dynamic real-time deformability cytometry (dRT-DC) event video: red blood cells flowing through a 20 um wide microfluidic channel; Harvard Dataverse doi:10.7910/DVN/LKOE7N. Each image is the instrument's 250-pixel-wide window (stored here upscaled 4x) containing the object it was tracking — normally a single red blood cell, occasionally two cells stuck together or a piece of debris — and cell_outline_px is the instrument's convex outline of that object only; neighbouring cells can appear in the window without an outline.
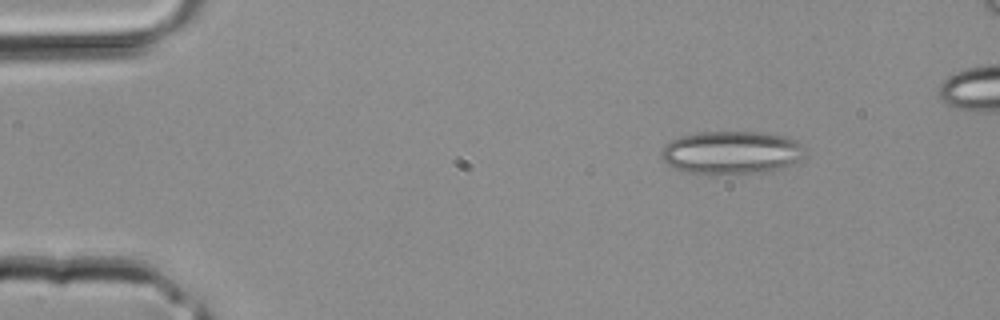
{"species": "common noctule bat (a hibernating species)", "species_latin": "Nyctalus noctula", "temperature_condition": "room temperature", "stored_images_in_passage": 3, "camera_frame_rate_fps": 3000, "um_per_image_px": 0.085, "animal": {"sex": "male", "body_mass_g": 20.4}, "frame": {"image": 1, "passage_image": 1, "time_ms": 0.0, "image_size_px": [1000, 320], "cell_outline_px": [[804, 156], [800, 160], [792, 164], [780, 168], [760, 172], [680, 172], [672, 168], [660, 156], [660, 152], [664, 144], [680, 136], [700, 132], [760, 132], [788, 136], [796, 140], [800, 144]], "centroid_in_image_um": [62.14, 12.93], "position_along_channel_um": 22.9, "area_um2": 35.6}}